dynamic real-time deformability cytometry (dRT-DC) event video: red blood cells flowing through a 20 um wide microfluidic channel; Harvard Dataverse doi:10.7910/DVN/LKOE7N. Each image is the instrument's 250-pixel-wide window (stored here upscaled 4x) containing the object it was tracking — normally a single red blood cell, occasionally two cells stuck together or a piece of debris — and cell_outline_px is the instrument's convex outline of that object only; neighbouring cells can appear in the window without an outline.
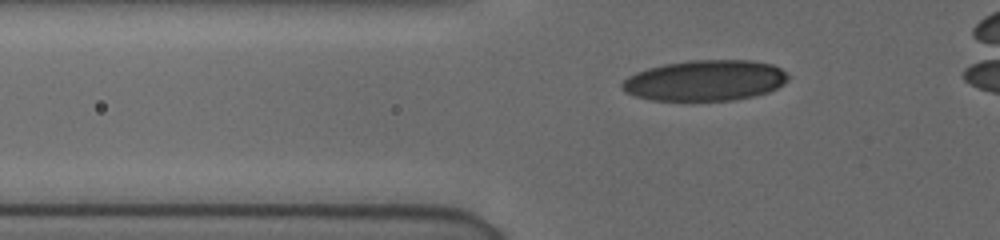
{"species": "human", "species_latin": "Homo sapiens", "temperature_condition": "cold", "stored_images_in_passage": 42, "camera_frame_rate_fps": 3000, "um_per_image_px": 0.085, "donor": {"sex": "female"}, "frame": {"image": 1, "passage_image": 10, "time_ms": 3.0, "image_size_px": [1000, 240], "cell_outline_px": [[788, 80], [784, 84], [768, 92], [752, 96], [732, 100], [652, 100], [636, 96], [624, 92], [620, 88], [620, 84], [628, 76], [636, 72], [648, 68], [664, 64], [688, 60], [752, 60], [772, 64], [780, 68], [788, 76]], "centroid_in_image_um": [59.91, 6.83], "position_along_channel_um": 65.9, "area_um2": 39.42}}
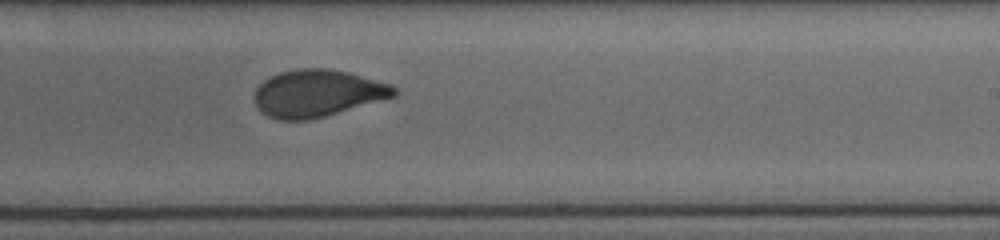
{"frame": {"image": 2, "passage_image": 26, "time_ms": 8.333, "image_size_px": [1000, 240], "cell_outline_px": [[396, 96], [324, 116], [308, 120], [280, 120], [268, 116], [256, 104], [256, 88], [264, 80], [280, 72], [296, 68], [328, 68], [348, 72], [392, 84], [396, 88]], "centroid_in_image_um": [27.01, 7.91], "position_along_channel_um": 262.0, "area_um2": 37.97}}
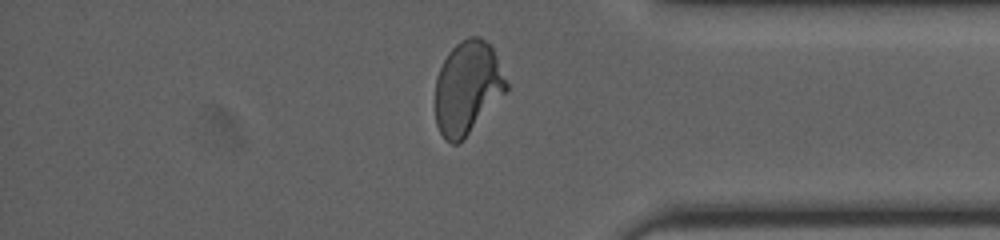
{"frame": {"image": 3, "passage_image": 37, "time_ms": 12.0, "image_size_px": [1000, 240], "cell_outline_px": [[508, 88], [468, 132], [456, 144], [452, 144], [444, 140], [436, 124], [436, 76], [448, 52], [460, 40], [468, 36], [480, 36], [492, 48], [496, 56], [508, 84]], "centroid_in_image_um": [39.7, 7.41], "position_along_channel_um": 395.5, "area_um2": 37.69}}